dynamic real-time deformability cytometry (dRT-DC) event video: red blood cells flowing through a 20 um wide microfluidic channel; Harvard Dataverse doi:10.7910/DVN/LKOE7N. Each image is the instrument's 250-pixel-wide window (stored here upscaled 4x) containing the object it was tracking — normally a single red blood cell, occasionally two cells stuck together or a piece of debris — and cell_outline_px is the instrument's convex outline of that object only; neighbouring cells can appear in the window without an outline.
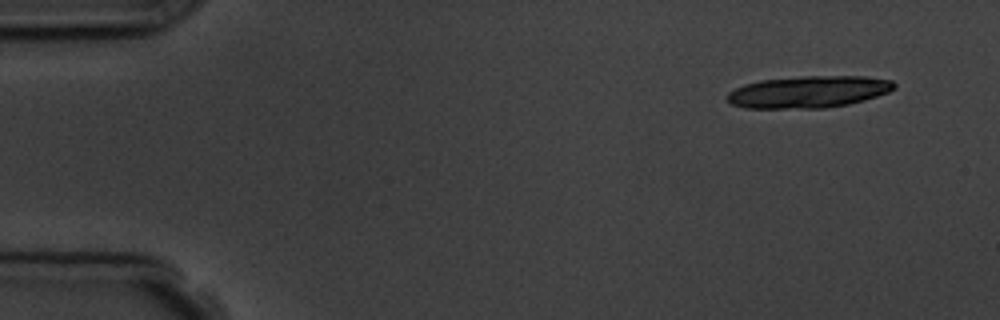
{"species": "common noctule bat (a hibernating species)", "species_latin": "Nyctalus noctula", "temperature_condition": "room temperature", "stored_images_in_passage": 5, "camera_frame_rate_fps": 3000, "um_per_image_px": 0.085, "animal": {"sex": "male", "body_mass_g": 19.5, "forearm_length_mm": 54.6}, "frame": {"image": 1, "passage_image": 1, "time_ms": 0.0, "image_size_px": [1000, 320], "cell_outline_px": [[896, 88], [888, 92], [864, 100], [848, 104], [824, 108], [744, 108], [732, 104], [724, 96], [728, 92], [744, 84], [760, 80], [804, 76], [868, 76], [892, 80], [896, 84]], "centroid_in_image_um": [68.72, 7.8], "position_along_channel_um": 16.3, "area_um2": 31.21}}
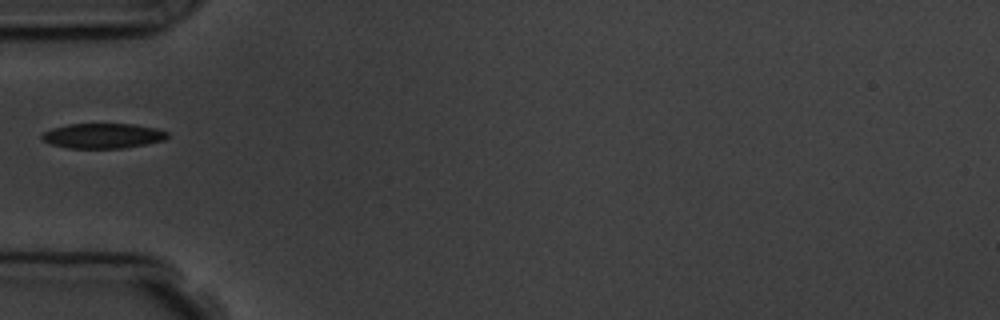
{"frame": {"image": 2, "passage_image": 5, "time_ms": 4.667, "image_size_px": [1000, 320], "cell_outline_px": [[168, 136], [164, 140], [124, 148], [68, 148], [52, 144], [44, 140], [40, 136], [44, 132], [52, 128], [68, 124], [132, 124], [156, 128], [168, 132]], "centroid_in_image_um": [8.74, 11.54], "position_along_channel_um": 76.3, "area_um2": 18.15}}